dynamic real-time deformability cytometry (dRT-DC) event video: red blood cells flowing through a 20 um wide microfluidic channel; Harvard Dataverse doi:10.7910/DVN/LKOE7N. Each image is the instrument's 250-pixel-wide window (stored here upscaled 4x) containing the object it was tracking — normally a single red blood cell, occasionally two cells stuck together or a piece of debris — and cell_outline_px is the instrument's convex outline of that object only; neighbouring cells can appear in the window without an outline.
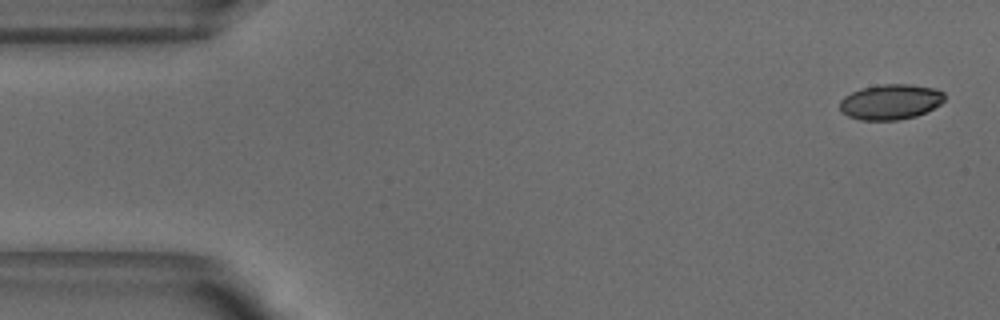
{"species": "common noctule bat (a hibernating species)", "species_latin": "Nyctalus noctula", "temperature_condition": "warm", "stored_images_in_passage": 51, "camera_frame_rate_fps": 3000, "um_per_image_px": 0.085, "animal": {"sex": "male", "body_mass_g": 18.8}, "frame": {"image": 1, "passage_image": 1, "time_ms": 0.0, "image_size_px": [1000, 320], "cell_outline_px": [[944, 100], [940, 104], [916, 116], [896, 120], [860, 120], [848, 116], [840, 112], [840, 100], [844, 96], [860, 88], [880, 84], [912, 84], [936, 88], [944, 92]], "centroid_in_image_um": [75.67, 8.65], "position_along_channel_um": 9.3, "area_um2": 21.68}}
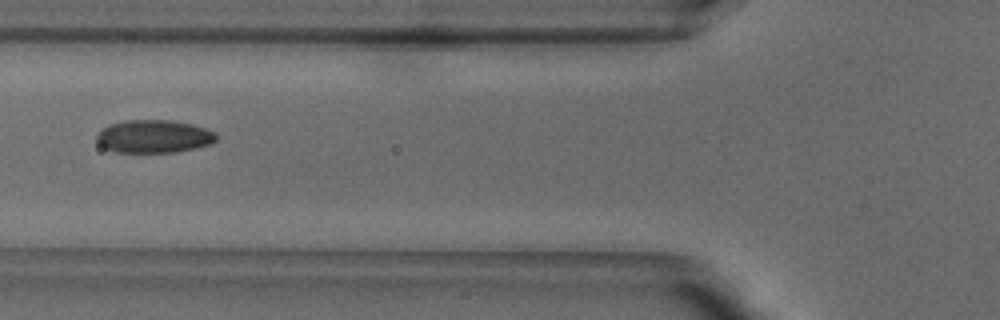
{"frame": {"image": 2, "passage_image": 18, "time_ms": 5.667, "image_size_px": [1000, 320], "cell_outline_px": [[216, 140], [208, 144], [196, 148], [176, 152], [116, 152], [104, 148], [96, 140], [96, 136], [104, 128], [112, 124], [128, 120], [168, 120], [192, 124], [216, 132]], "centroid_in_image_um": [13.09, 11.6], "position_along_channel_um": 112.7, "area_um2": 22.72}}
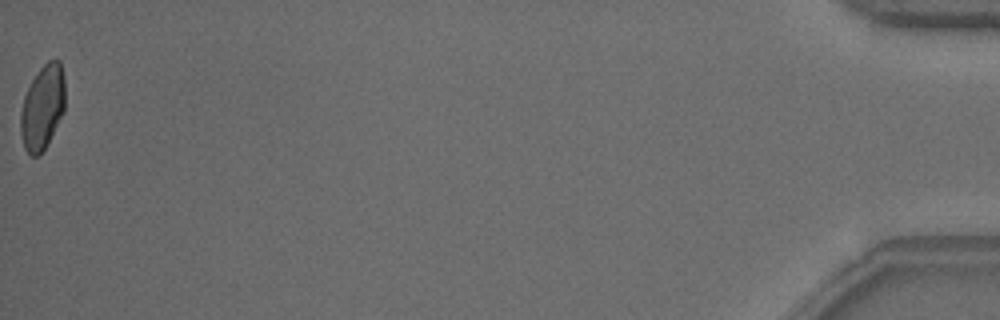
{"frame": {"image": 3, "passage_image": 51, "time_ms": 16.667, "image_size_px": [1000, 320], "cell_outline_px": [[64, 112], [44, 148], [36, 156], [32, 156], [24, 148], [20, 132], [20, 112], [24, 96], [32, 80], [40, 68], [48, 60], [60, 60], [64, 80]], "centroid_in_image_um": [3.6, 9.1], "position_along_channel_um": 431.6, "area_um2": 21.62}, "authors_computed_cell_mechanics": {"area_um2": 22.4842, "velocity_mm_per_s": 3.8497, "shape_relaxation_time_tau1_ms": 5.6948, "shape_relaxation_time_tau2_ms": 1.2447, "deformation_change_tau1": 0.1694, "deformation_change_tau2": 0.053}}